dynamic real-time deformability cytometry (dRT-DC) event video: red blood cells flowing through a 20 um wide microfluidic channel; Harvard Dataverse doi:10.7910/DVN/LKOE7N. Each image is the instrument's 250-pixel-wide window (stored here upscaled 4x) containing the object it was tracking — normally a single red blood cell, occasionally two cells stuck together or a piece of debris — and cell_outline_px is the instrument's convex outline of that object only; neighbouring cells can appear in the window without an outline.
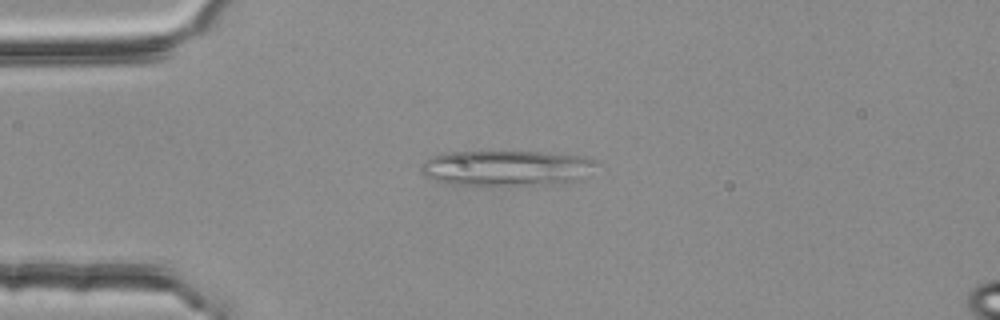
{"species": "common noctule bat (a hibernating species)", "species_latin": "Nyctalus noctula", "temperature_condition": "room temperature", "stored_images_in_passage": 3, "camera_frame_rate_fps": 3000, "um_per_image_px": 0.085, "animal": {"sex": "female", "body_mass_g": 25.1}, "frame": {"image": 1, "passage_image": 3, "time_ms": 0.667, "image_size_px": [1000, 320], "cell_outline_px": [[596, 164], [584, 180], [560, 184], [452, 184], [436, 180], [420, 172], [420, 164], [432, 156], [444, 152], [540, 152], [584, 156], [596, 160]], "centroid_in_image_um": [43.11, 14.28], "position_along_channel_um": 41.9, "area_um2": 36.13}}